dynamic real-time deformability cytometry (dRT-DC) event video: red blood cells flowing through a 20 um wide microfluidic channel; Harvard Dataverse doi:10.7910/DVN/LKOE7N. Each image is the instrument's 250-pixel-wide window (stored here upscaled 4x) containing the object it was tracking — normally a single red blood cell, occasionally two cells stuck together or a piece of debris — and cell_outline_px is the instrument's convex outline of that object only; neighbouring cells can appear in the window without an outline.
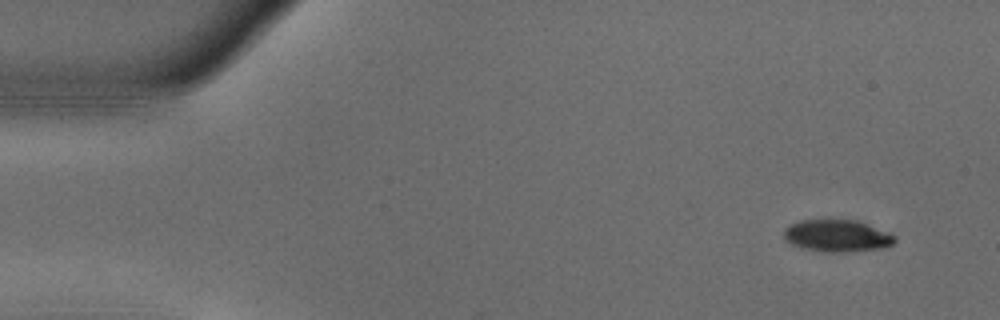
{"species": "common noctule bat (a hibernating species)", "species_latin": "Nyctalus noctula", "temperature_condition": "warm", "stored_images_in_passage": 51, "camera_frame_rate_fps": 3000, "um_per_image_px": 0.085, "animal": {"sex": "male", "body_mass_g": 18.8}, "frame": {"image": 1, "passage_image": 1, "time_ms": 0.0, "image_size_px": [1000, 320], "cell_outline_px": [[896, 240], [892, 244], [884, 248], [852, 252], [820, 252], [800, 248], [792, 244], [784, 236], [784, 228], [800, 220], [856, 220], [888, 232], [896, 236]], "centroid_in_image_um": [71.17, 20.06], "position_along_channel_um": 13.8, "area_um2": 20.81}}
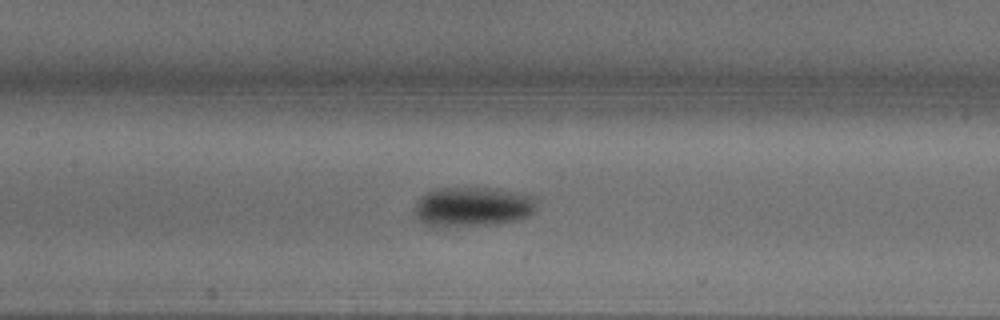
{"frame": {"image": 2, "passage_image": 22, "time_ms": 7.0, "image_size_px": [1000, 320], "cell_outline_px": [[536, 212], [520, 220], [496, 224], [440, 228], [428, 224], [420, 220], [416, 216], [416, 204], [432, 188], [496, 188], [536, 196]], "centroid_in_image_um": [40.25, 17.59], "position_along_channel_um": 167.1, "area_um2": 28.55}}
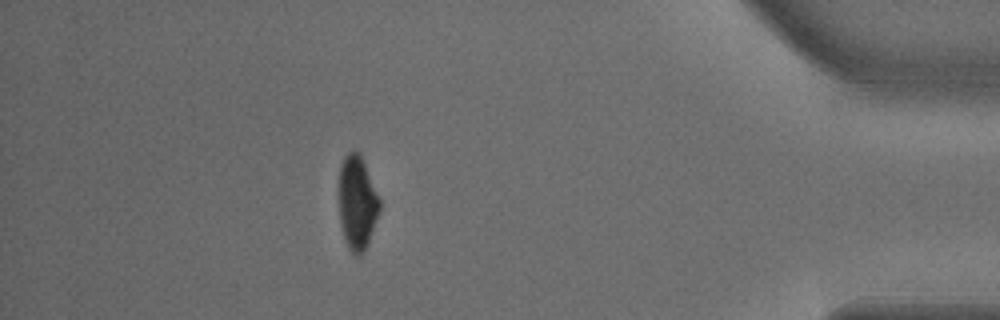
{"frame": {"image": 3, "passage_image": 45, "time_ms": 14.667, "image_size_px": [1000, 320], "cell_outline_px": [[380, 212], [368, 244], [364, 252], [360, 256], [352, 256], [344, 240], [340, 224], [336, 188], [340, 164], [344, 156], [352, 148], [356, 148], [360, 152], [380, 200]], "centroid_in_image_um": [30.31, 17.21], "position_along_channel_um": 404.9, "area_um2": 23.52}, "authors_computed_cell_mechanics": {"area_um2": 24.7384, "velocity_mm_per_s": 3.7188, "shape_relaxation_time_tau1_ms": 3.1931, "shape_relaxation_time_tau2_ms": null, "deformation_change_tau1": 0.1539, "deformation_change_tau2": null}}